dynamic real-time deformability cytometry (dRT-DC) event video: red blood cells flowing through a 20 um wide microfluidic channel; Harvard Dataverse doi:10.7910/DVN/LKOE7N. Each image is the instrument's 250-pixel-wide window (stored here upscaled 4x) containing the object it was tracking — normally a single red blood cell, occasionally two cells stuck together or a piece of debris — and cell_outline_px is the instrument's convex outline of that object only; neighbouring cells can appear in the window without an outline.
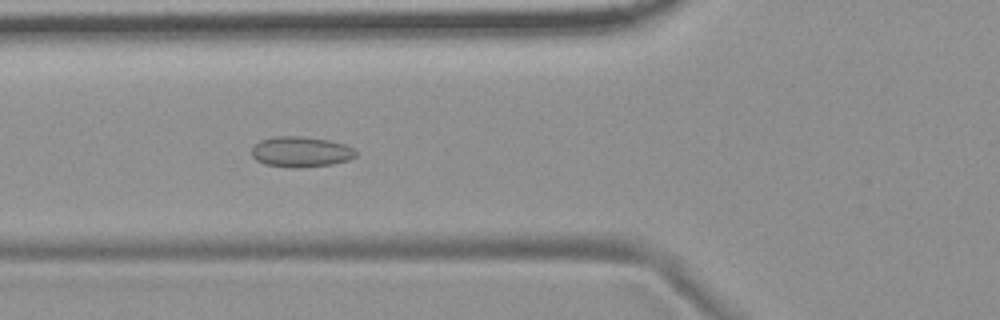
{"species": "common noctule bat (a hibernating species)", "species_latin": "Nyctalus noctula", "temperature_condition": "room temperature", "stored_images_in_passage": 54, "camera_frame_rate_fps": 3000, "um_per_image_px": 0.085, "animal": {"sex": "female", "body_mass_g": 19.9}, "frame": {"image": 1, "passage_image": 20, "time_ms": 6.333, "image_size_px": [1000, 320], "cell_outline_px": [[356, 156], [348, 160], [332, 164], [300, 168], [292, 168], [264, 164], [256, 160], [252, 156], [252, 148], [260, 140], [272, 136], [304, 136], [328, 140], [344, 144], [356, 148]], "centroid_in_image_um": [25.58, 12.9], "position_along_channel_um": 100.2, "area_um2": 18.73}}
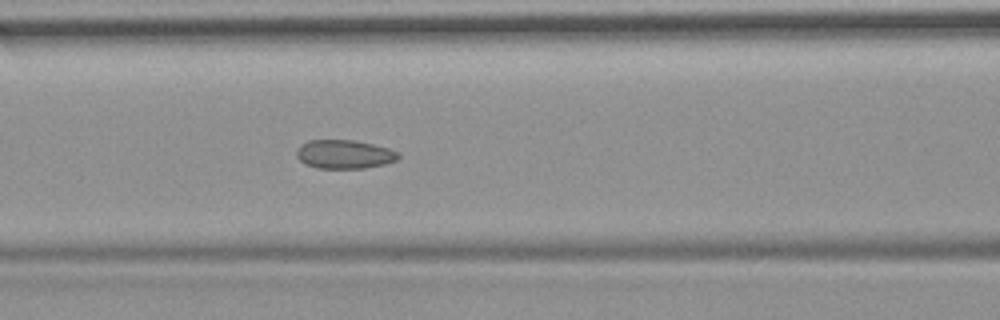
{"frame": {"image": 2, "passage_image": 23, "time_ms": 7.333, "image_size_px": [1000, 320], "cell_outline_px": [[400, 156], [396, 160], [384, 164], [364, 168], [316, 168], [304, 164], [296, 156], [296, 152], [300, 144], [308, 140], [356, 140], [388, 148], [400, 152]], "centroid_in_image_um": [29.25, 13.11], "position_along_channel_um": 137.3, "area_um2": 17.17}}
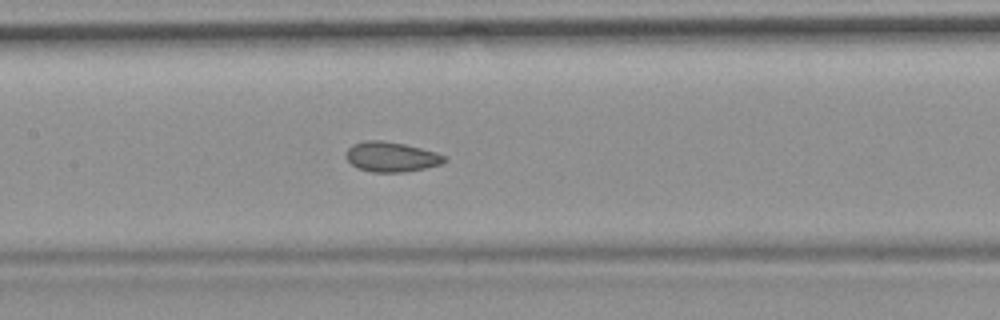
{"frame": {"image": 3, "passage_image": 26, "time_ms": 8.333, "image_size_px": [1000, 320], "cell_outline_px": [[448, 160], [440, 164], [424, 168], [400, 172], [372, 172], [356, 168], [344, 156], [348, 148], [352, 144], [364, 140], [380, 140], [404, 144], [436, 152], [444, 156]], "centroid_in_image_um": [33.21, 13.32], "position_along_channel_um": 174.2, "area_um2": 17.11}, "authors_computed_cell_mechanics": {"area_um2": 17.9469, "velocity_mm_per_s": 3.6908, "shape_relaxation_time_tau1_ms": null, "shape_relaxation_time_tau2_ms": 1.5466, "deformation_change_tau1": null, "deformation_change_tau2": 0.0697}}